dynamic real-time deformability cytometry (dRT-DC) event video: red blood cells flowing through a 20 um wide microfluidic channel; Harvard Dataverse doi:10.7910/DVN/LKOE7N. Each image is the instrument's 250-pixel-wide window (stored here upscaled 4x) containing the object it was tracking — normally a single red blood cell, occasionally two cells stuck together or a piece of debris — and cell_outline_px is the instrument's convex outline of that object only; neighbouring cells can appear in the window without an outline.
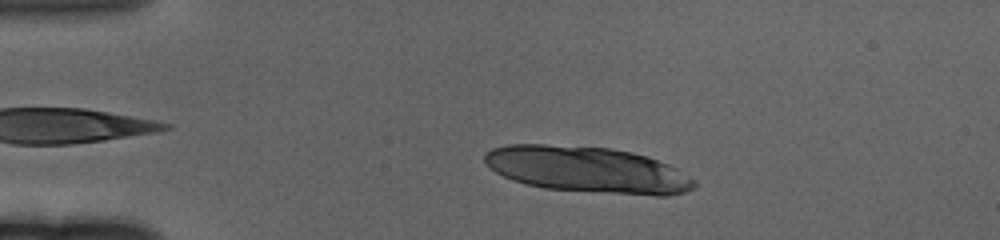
{"species": "human", "species_latin": "Homo sapiens", "temperature_condition": "cold", "stored_images_in_passage": 57, "segment_of_instrument_passage": [1, 2], "camera_frame_rate_fps": 3000, "um_per_image_px": 0.085, "donor": {"sex": "female"}, "frame": {"image": 1, "passage_image": 9, "time_ms": 2.667, "image_size_px": [1000, 240], "cell_outline_px": [[696, 188], [684, 192], [668, 196], [656, 196], [544, 188], [512, 180], [496, 172], [484, 160], [484, 152], [492, 148], [508, 144], [544, 144], [612, 148], [632, 152], [648, 156], [668, 164], [676, 168], [696, 180]], "centroid_in_image_um": [49.97, 14.41], "position_along_channel_um": 35.0, "area_um2": 56.47}}